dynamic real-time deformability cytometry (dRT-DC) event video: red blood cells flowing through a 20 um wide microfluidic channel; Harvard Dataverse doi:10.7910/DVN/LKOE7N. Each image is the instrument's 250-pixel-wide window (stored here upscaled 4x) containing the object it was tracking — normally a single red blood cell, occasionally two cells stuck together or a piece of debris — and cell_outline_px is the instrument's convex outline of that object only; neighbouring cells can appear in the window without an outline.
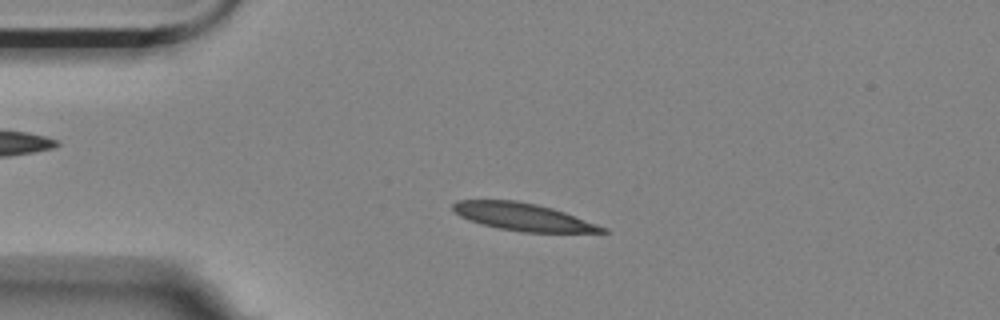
{"species": "Egyptian fruit bat (a non-hibernating species)", "species_latin": "Rousettus aegyptiacus", "temperature_condition": "room temperature", "stored_images_in_passage": 5, "camera_frame_rate_fps": 3000, "um_per_image_px": 0.085, "animal": {"sex": "female"}, "frame": {"image": 1, "passage_image": 3, "time_ms": 0.667, "image_size_px": [1000, 320], "cell_outline_px": [[608, 232], [520, 232], [496, 228], [480, 224], [468, 220], [460, 216], [452, 208], [452, 204], [456, 200], [516, 200], [536, 204], [552, 208], [564, 212], [608, 228]], "centroid_in_image_um": [44.42, 18.43], "position_along_channel_um": 40.6, "area_um2": 23.93}}